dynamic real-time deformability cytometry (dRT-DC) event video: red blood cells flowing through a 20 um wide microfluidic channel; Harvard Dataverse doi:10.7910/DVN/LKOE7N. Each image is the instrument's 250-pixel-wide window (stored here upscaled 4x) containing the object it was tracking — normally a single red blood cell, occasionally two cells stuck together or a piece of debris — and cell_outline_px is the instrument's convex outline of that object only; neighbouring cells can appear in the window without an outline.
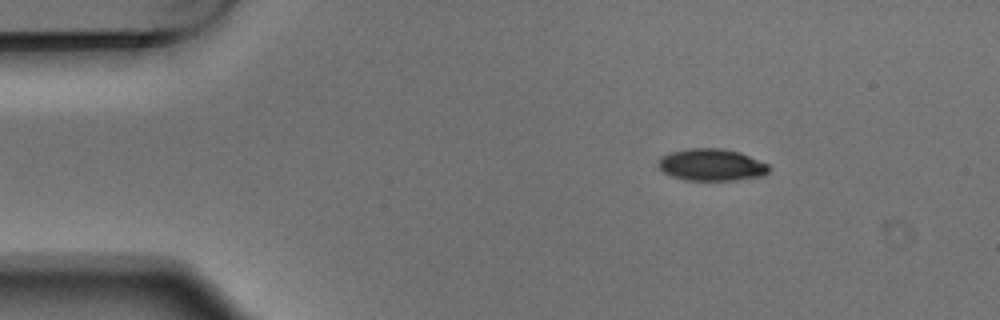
{"species": "Egyptian fruit bat (a non-hibernating species)", "species_latin": "Rousettus aegyptiacus", "temperature_condition": "warm", "stored_images_in_passage": 3, "camera_frame_rate_fps": 3000, "um_per_image_px": 0.085, "animal": {"sex": "male"}, "frame": {"image": 1, "passage_image": 1, "time_ms": 0.0, "image_size_px": [1000, 320], "cell_outline_px": [[772, 168], [764, 176], [736, 180], [688, 180], [672, 176], [664, 172], [656, 164], [660, 156], [668, 152], [688, 148], [724, 148], [740, 152], [768, 164]], "centroid_in_image_um": [60.48, 14.0], "position_along_channel_um": 24.5, "area_um2": 20.92}}